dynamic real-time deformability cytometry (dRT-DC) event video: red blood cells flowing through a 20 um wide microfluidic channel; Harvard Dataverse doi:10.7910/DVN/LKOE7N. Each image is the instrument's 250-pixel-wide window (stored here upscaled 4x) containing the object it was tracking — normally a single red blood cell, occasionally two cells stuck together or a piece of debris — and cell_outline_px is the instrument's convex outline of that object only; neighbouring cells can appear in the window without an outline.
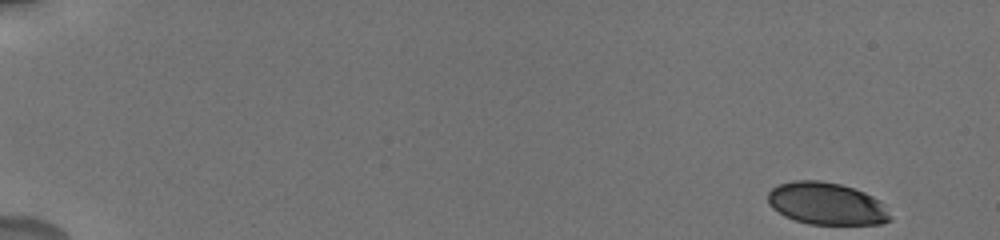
{"species": "human", "species_latin": "Homo sapiens", "temperature_condition": "cold", "stored_images_in_passage": 42, "camera_frame_rate_fps": 3000, "um_per_image_px": 0.085, "donor": {"sex": "male"}, "frame": {"image": 1, "passage_image": 1, "time_ms": 0.0, "image_size_px": [1000, 240], "cell_outline_px": [[892, 220], [880, 224], [808, 224], [784, 216], [772, 208], [768, 200], [768, 192], [776, 184], [792, 180], [820, 180], [840, 184], [864, 192], [880, 200], [892, 216]], "centroid_in_image_um": [70.25, 17.3], "position_along_channel_um": 14.7, "area_um2": 30.29}}
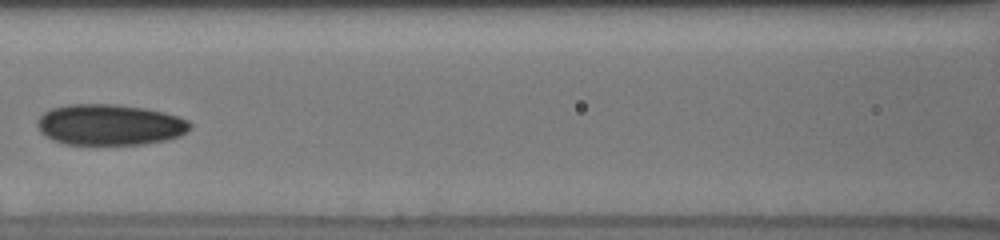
{"frame": {"image": 2, "passage_image": 19, "time_ms": 8.333, "image_size_px": [1000, 240], "cell_outline_px": [[192, 128], [180, 136], [168, 140], [144, 144], [64, 144], [52, 140], [44, 136], [36, 128], [36, 120], [44, 112], [52, 108], [68, 104], [116, 104], [144, 108], [164, 112], [188, 120], [192, 124]], "centroid_in_image_um": [9.31, 10.6], "position_along_channel_um": 157.3, "area_um2": 36.82}}
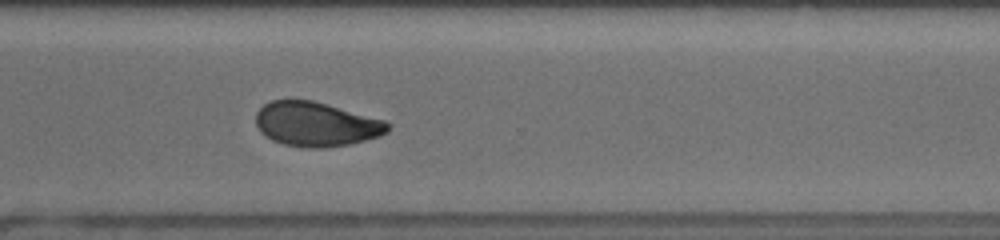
{"frame": {"image": 3, "passage_image": 31, "time_ms": 13.333, "image_size_px": [1000, 240], "cell_outline_px": [[392, 128], [388, 132], [380, 136], [352, 144], [324, 148], [304, 148], [284, 144], [272, 140], [264, 136], [260, 132], [256, 124], [256, 112], [264, 104], [272, 100], [312, 100], [384, 120], [392, 124]], "centroid_in_image_um": [26.89, 10.57], "position_along_channel_um": 343.7, "area_um2": 34.39}, "authors_computed_cell_mechanics": {"area_um2": 34.3043, "velocity_mm_per_s": 3.7374, "shape_relaxation_time_tau1_ms": 4.4773, "shape_relaxation_time_tau2_ms": 2.9042, "deformation_change_tau1": 0.1294, "deformation_change_tau2": 0.0674}}